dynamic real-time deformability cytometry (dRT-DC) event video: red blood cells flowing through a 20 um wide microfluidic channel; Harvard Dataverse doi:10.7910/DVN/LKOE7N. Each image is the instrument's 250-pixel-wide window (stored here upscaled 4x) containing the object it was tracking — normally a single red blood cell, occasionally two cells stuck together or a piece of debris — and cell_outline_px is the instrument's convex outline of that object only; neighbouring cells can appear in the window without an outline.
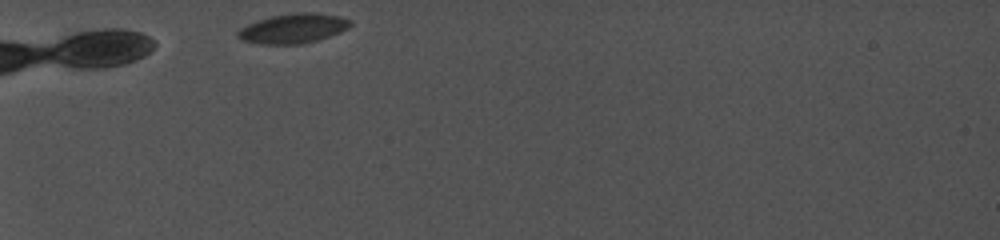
{"species": "common noctule bat (a hibernating species)", "species_latin": "Nyctalus noctula", "temperature_condition": "cold", "stored_images_in_passage": 12, "camera_frame_rate_fps": 5000, "um_per_image_px": 0.085, "animal": {"sex": "female", "body_mass_g": 19.0, "forearm_length_mm": 56.7}, "frame": {"image": 1, "passage_image": 1, "time_ms": 0.0, "image_size_px": [1000, 240], "cell_outline_px": [[352, 24], [348, 28], [340, 32], [316, 40], [300, 44], [260, 44], [240, 40], [236, 36], [236, 32], [240, 28], [248, 24], [272, 16], [296, 12], [308, 12], [340, 16], [352, 20]], "centroid_in_image_um": [24.91, 2.42], "position_along_channel_um": 60.1, "area_um2": 19.36}}